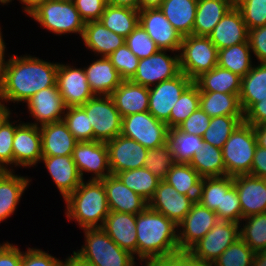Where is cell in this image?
Wrapping results in <instances>:
<instances>
[{"label":"cell","instance_id":"cell-1","mask_svg":"<svg viewBox=\"0 0 266 266\" xmlns=\"http://www.w3.org/2000/svg\"><path fill=\"white\" fill-rule=\"evenodd\" d=\"M58 66L31 55L10 56L0 75L1 100L26 103L40 90L56 86Z\"/></svg>","mask_w":266,"mask_h":266},{"label":"cell","instance_id":"cell-2","mask_svg":"<svg viewBox=\"0 0 266 266\" xmlns=\"http://www.w3.org/2000/svg\"><path fill=\"white\" fill-rule=\"evenodd\" d=\"M136 234L140 264L151 266L160 258L180 252L177 224L150 207L136 215Z\"/></svg>","mask_w":266,"mask_h":266},{"label":"cell","instance_id":"cell-3","mask_svg":"<svg viewBox=\"0 0 266 266\" xmlns=\"http://www.w3.org/2000/svg\"><path fill=\"white\" fill-rule=\"evenodd\" d=\"M64 201L66 217L75 220L81 229L101 228L110 212L101 180H82L79 187Z\"/></svg>","mask_w":266,"mask_h":266},{"label":"cell","instance_id":"cell-4","mask_svg":"<svg viewBox=\"0 0 266 266\" xmlns=\"http://www.w3.org/2000/svg\"><path fill=\"white\" fill-rule=\"evenodd\" d=\"M85 244L71 257L83 266H136L135 256L120 248L102 228H85Z\"/></svg>","mask_w":266,"mask_h":266},{"label":"cell","instance_id":"cell-5","mask_svg":"<svg viewBox=\"0 0 266 266\" xmlns=\"http://www.w3.org/2000/svg\"><path fill=\"white\" fill-rule=\"evenodd\" d=\"M256 147L254 127L243 121L222 148L226 176L250 174Z\"/></svg>","mask_w":266,"mask_h":266},{"label":"cell","instance_id":"cell-6","mask_svg":"<svg viewBox=\"0 0 266 266\" xmlns=\"http://www.w3.org/2000/svg\"><path fill=\"white\" fill-rule=\"evenodd\" d=\"M29 17L57 35L78 33L82 37L85 22L72 2L46 0Z\"/></svg>","mask_w":266,"mask_h":266},{"label":"cell","instance_id":"cell-7","mask_svg":"<svg viewBox=\"0 0 266 266\" xmlns=\"http://www.w3.org/2000/svg\"><path fill=\"white\" fill-rule=\"evenodd\" d=\"M218 49L208 36L189 35L179 50L180 70L192 81L217 66Z\"/></svg>","mask_w":266,"mask_h":266},{"label":"cell","instance_id":"cell-8","mask_svg":"<svg viewBox=\"0 0 266 266\" xmlns=\"http://www.w3.org/2000/svg\"><path fill=\"white\" fill-rule=\"evenodd\" d=\"M80 107L89 117L95 141L106 143L121 134L122 116L110 95H95Z\"/></svg>","mask_w":266,"mask_h":266},{"label":"cell","instance_id":"cell-9","mask_svg":"<svg viewBox=\"0 0 266 266\" xmlns=\"http://www.w3.org/2000/svg\"><path fill=\"white\" fill-rule=\"evenodd\" d=\"M168 126L148 111L122 117L121 135L133 139L147 149L168 142Z\"/></svg>","mask_w":266,"mask_h":266},{"label":"cell","instance_id":"cell-10","mask_svg":"<svg viewBox=\"0 0 266 266\" xmlns=\"http://www.w3.org/2000/svg\"><path fill=\"white\" fill-rule=\"evenodd\" d=\"M240 224L218 220L214 227L188 252L196 259L212 264L232 243L240 238Z\"/></svg>","mask_w":266,"mask_h":266},{"label":"cell","instance_id":"cell-11","mask_svg":"<svg viewBox=\"0 0 266 266\" xmlns=\"http://www.w3.org/2000/svg\"><path fill=\"white\" fill-rule=\"evenodd\" d=\"M168 50H158L153 55L140 59L132 82L150 88L181 73L179 53L169 56Z\"/></svg>","mask_w":266,"mask_h":266},{"label":"cell","instance_id":"cell-12","mask_svg":"<svg viewBox=\"0 0 266 266\" xmlns=\"http://www.w3.org/2000/svg\"><path fill=\"white\" fill-rule=\"evenodd\" d=\"M217 214L196 201L185 218L177 224L180 252H188L217 223Z\"/></svg>","mask_w":266,"mask_h":266},{"label":"cell","instance_id":"cell-13","mask_svg":"<svg viewBox=\"0 0 266 266\" xmlns=\"http://www.w3.org/2000/svg\"><path fill=\"white\" fill-rule=\"evenodd\" d=\"M72 159L82 180L84 172L93 173L89 180H103L111 175L108 149L105 142H77L72 152Z\"/></svg>","mask_w":266,"mask_h":266},{"label":"cell","instance_id":"cell-14","mask_svg":"<svg viewBox=\"0 0 266 266\" xmlns=\"http://www.w3.org/2000/svg\"><path fill=\"white\" fill-rule=\"evenodd\" d=\"M192 82L189 77L181 72L176 77L150 87L148 112L157 120L166 123L170 119L172 107Z\"/></svg>","mask_w":266,"mask_h":266},{"label":"cell","instance_id":"cell-15","mask_svg":"<svg viewBox=\"0 0 266 266\" xmlns=\"http://www.w3.org/2000/svg\"><path fill=\"white\" fill-rule=\"evenodd\" d=\"M139 25L145 29L160 50L179 53L183 37L160 8L139 10Z\"/></svg>","mask_w":266,"mask_h":266},{"label":"cell","instance_id":"cell-16","mask_svg":"<svg viewBox=\"0 0 266 266\" xmlns=\"http://www.w3.org/2000/svg\"><path fill=\"white\" fill-rule=\"evenodd\" d=\"M56 85L66 107L82 106L95 96L89 87L84 68L59 63Z\"/></svg>","mask_w":266,"mask_h":266},{"label":"cell","instance_id":"cell-17","mask_svg":"<svg viewBox=\"0 0 266 266\" xmlns=\"http://www.w3.org/2000/svg\"><path fill=\"white\" fill-rule=\"evenodd\" d=\"M106 145L109 167L113 175L126 170L144 167L148 149L135 140L120 134L106 142Z\"/></svg>","mask_w":266,"mask_h":266},{"label":"cell","instance_id":"cell-18","mask_svg":"<svg viewBox=\"0 0 266 266\" xmlns=\"http://www.w3.org/2000/svg\"><path fill=\"white\" fill-rule=\"evenodd\" d=\"M13 138L14 167L36 166L42 158L41 132L39 126L20 122Z\"/></svg>","mask_w":266,"mask_h":266},{"label":"cell","instance_id":"cell-19","mask_svg":"<svg viewBox=\"0 0 266 266\" xmlns=\"http://www.w3.org/2000/svg\"><path fill=\"white\" fill-rule=\"evenodd\" d=\"M26 103L31 116L36 120L28 124L39 127L62 121L67 108L57 85L40 90Z\"/></svg>","mask_w":266,"mask_h":266},{"label":"cell","instance_id":"cell-20","mask_svg":"<svg viewBox=\"0 0 266 266\" xmlns=\"http://www.w3.org/2000/svg\"><path fill=\"white\" fill-rule=\"evenodd\" d=\"M195 202L193 197L180 194L167 182L161 180L148 202V207L179 224Z\"/></svg>","mask_w":266,"mask_h":266},{"label":"cell","instance_id":"cell-21","mask_svg":"<svg viewBox=\"0 0 266 266\" xmlns=\"http://www.w3.org/2000/svg\"><path fill=\"white\" fill-rule=\"evenodd\" d=\"M110 211L139 214L148 207V201L128 188L117 175H109L103 180Z\"/></svg>","mask_w":266,"mask_h":266},{"label":"cell","instance_id":"cell-22","mask_svg":"<svg viewBox=\"0 0 266 266\" xmlns=\"http://www.w3.org/2000/svg\"><path fill=\"white\" fill-rule=\"evenodd\" d=\"M237 190L242 219L266 212V179L250 174L233 177Z\"/></svg>","mask_w":266,"mask_h":266},{"label":"cell","instance_id":"cell-23","mask_svg":"<svg viewBox=\"0 0 266 266\" xmlns=\"http://www.w3.org/2000/svg\"><path fill=\"white\" fill-rule=\"evenodd\" d=\"M218 50L248 41V29L240 10L233 6L208 35Z\"/></svg>","mask_w":266,"mask_h":266},{"label":"cell","instance_id":"cell-24","mask_svg":"<svg viewBox=\"0 0 266 266\" xmlns=\"http://www.w3.org/2000/svg\"><path fill=\"white\" fill-rule=\"evenodd\" d=\"M101 228L120 248L137 256L136 215L110 211Z\"/></svg>","mask_w":266,"mask_h":266},{"label":"cell","instance_id":"cell-25","mask_svg":"<svg viewBox=\"0 0 266 266\" xmlns=\"http://www.w3.org/2000/svg\"><path fill=\"white\" fill-rule=\"evenodd\" d=\"M45 167L56 184L63 199L73 193L82 182V179L76 168V164L72 159V155L68 156H42L40 162Z\"/></svg>","mask_w":266,"mask_h":266},{"label":"cell","instance_id":"cell-26","mask_svg":"<svg viewBox=\"0 0 266 266\" xmlns=\"http://www.w3.org/2000/svg\"><path fill=\"white\" fill-rule=\"evenodd\" d=\"M110 96L122 117L148 111L149 88L131 80H123Z\"/></svg>","mask_w":266,"mask_h":266},{"label":"cell","instance_id":"cell-27","mask_svg":"<svg viewBox=\"0 0 266 266\" xmlns=\"http://www.w3.org/2000/svg\"><path fill=\"white\" fill-rule=\"evenodd\" d=\"M41 132L42 156H68L77 144V140L62 121L44 124Z\"/></svg>","mask_w":266,"mask_h":266},{"label":"cell","instance_id":"cell-28","mask_svg":"<svg viewBox=\"0 0 266 266\" xmlns=\"http://www.w3.org/2000/svg\"><path fill=\"white\" fill-rule=\"evenodd\" d=\"M81 38L84 45L99 57H108L125 44L123 36L110 31L99 20L86 22Z\"/></svg>","mask_w":266,"mask_h":266},{"label":"cell","instance_id":"cell-29","mask_svg":"<svg viewBox=\"0 0 266 266\" xmlns=\"http://www.w3.org/2000/svg\"><path fill=\"white\" fill-rule=\"evenodd\" d=\"M84 68L87 81L94 95H111L123 78L107 57H101Z\"/></svg>","mask_w":266,"mask_h":266},{"label":"cell","instance_id":"cell-30","mask_svg":"<svg viewBox=\"0 0 266 266\" xmlns=\"http://www.w3.org/2000/svg\"><path fill=\"white\" fill-rule=\"evenodd\" d=\"M14 173V170L0 171V223L13 215L31 181L27 176Z\"/></svg>","mask_w":266,"mask_h":266},{"label":"cell","instance_id":"cell-31","mask_svg":"<svg viewBox=\"0 0 266 266\" xmlns=\"http://www.w3.org/2000/svg\"><path fill=\"white\" fill-rule=\"evenodd\" d=\"M232 7L228 0H198L192 35L208 36Z\"/></svg>","mask_w":266,"mask_h":266},{"label":"cell","instance_id":"cell-32","mask_svg":"<svg viewBox=\"0 0 266 266\" xmlns=\"http://www.w3.org/2000/svg\"><path fill=\"white\" fill-rule=\"evenodd\" d=\"M198 0H164L160 10L182 37L192 34Z\"/></svg>","mask_w":266,"mask_h":266},{"label":"cell","instance_id":"cell-33","mask_svg":"<svg viewBox=\"0 0 266 266\" xmlns=\"http://www.w3.org/2000/svg\"><path fill=\"white\" fill-rule=\"evenodd\" d=\"M241 80L238 74L220 66L201 74L193 82L198 86L199 92H222L228 94H239Z\"/></svg>","mask_w":266,"mask_h":266},{"label":"cell","instance_id":"cell-34","mask_svg":"<svg viewBox=\"0 0 266 266\" xmlns=\"http://www.w3.org/2000/svg\"><path fill=\"white\" fill-rule=\"evenodd\" d=\"M266 97V63H258L241 80L239 102L245 114L255 103Z\"/></svg>","mask_w":266,"mask_h":266},{"label":"cell","instance_id":"cell-35","mask_svg":"<svg viewBox=\"0 0 266 266\" xmlns=\"http://www.w3.org/2000/svg\"><path fill=\"white\" fill-rule=\"evenodd\" d=\"M199 107L211 118L217 116H244L239 94L200 92Z\"/></svg>","mask_w":266,"mask_h":266},{"label":"cell","instance_id":"cell-36","mask_svg":"<svg viewBox=\"0 0 266 266\" xmlns=\"http://www.w3.org/2000/svg\"><path fill=\"white\" fill-rule=\"evenodd\" d=\"M202 178L189 163H175L164 181L180 194L193 197L197 201Z\"/></svg>","mask_w":266,"mask_h":266},{"label":"cell","instance_id":"cell-37","mask_svg":"<svg viewBox=\"0 0 266 266\" xmlns=\"http://www.w3.org/2000/svg\"><path fill=\"white\" fill-rule=\"evenodd\" d=\"M99 21L110 31L126 38L139 24V10L107 4Z\"/></svg>","mask_w":266,"mask_h":266},{"label":"cell","instance_id":"cell-38","mask_svg":"<svg viewBox=\"0 0 266 266\" xmlns=\"http://www.w3.org/2000/svg\"><path fill=\"white\" fill-rule=\"evenodd\" d=\"M249 41L218 50L217 65L244 77L252 65Z\"/></svg>","mask_w":266,"mask_h":266},{"label":"cell","instance_id":"cell-39","mask_svg":"<svg viewBox=\"0 0 266 266\" xmlns=\"http://www.w3.org/2000/svg\"><path fill=\"white\" fill-rule=\"evenodd\" d=\"M189 164L204 177L226 176L222 149L204 142L201 151L195 154Z\"/></svg>","mask_w":266,"mask_h":266},{"label":"cell","instance_id":"cell-40","mask_svg":"<svg viewBox=\"0 0 266 266\" xmlns=\"http://www.w3.org/2000/svg\"><path fill=\"white\" fill-rule=\"evenodd\" d=\"M168 143L175 163H189L204 145L201 136L182 132L178 128L168 130Z\"/></svg>","mask_w":266,"mask_h":266},{"label":"cell","instance_id":"cell-41","mask_svg":"<svg viewBox=\"0 0 266 266\" xmlns=\"http://www.w3.org/2000/svg\"><path fill=\"white\" fill-rule=\"evenodd\" d=\"M233 181V177H204L202 178L197 201L217 214L221 220L223 190Z\"/></svg>","mask_w":266,"mask_h":266},{"label":"cell","instance_id":"cell-42","mask_svg":"<svg viewBox=\"0 0 266 266\" xmlns=\"http://www.w3.org/2000/svg\"><path fill=\"white\" fill-rule=\"evenodd\" d=\"M116 175L128 188L142 196L148 202L153 197L161 181L145 167L126 170Z\"/></svg>","mask_w":266,"mask_h":266},{"label":"cell","instance_id":"cell-43","mask_svg":"<svg viewBox=\"0 0 266 266\" xmlns=\"http://www.w3.org/2000/svg\"><path fill=\"white\" fill-rule=\"evenodd\" d=\"M244 121V116H217L210 119L202 139L216 148L222 149L233 131Z\"/></svg>","mask_w":266,"mask_h":266},{"label":"cell","instance_id":"cell-44","mask_svg":"<svg viewBox=\"0 0 266 266\" xmlns=\"http://www.w3.org/2000/svg\"><path fill=\"white\" fill-rule=\"evenodd\" d=\"M240 223V238L254 252L266 250V212L247 216Z\"/></svg>","mask_w":266,"mask_h":266},{"label":"cell","instance_id":"cell-45","mask_svg":"<svg viewBox=\"0 0 266 266\" xmlns=\"http://www.w3.org/2000/svg\"><path fill=\"white\" fill-rule=\"evenodd\" d=\"M200 92L198 86L192 82L181 94L172 107L170 119L166 122L169 129L177 128L194 111L199 108Z\"/></svg>","mask_w":266,"mask_h":266},{"label":"cell","instance_id":"cell-46","mask_svg":"<svg viewBox=\"0 0 266 266\" xmlns=\"http://www.w3.org/2000/svg\"><path fill=\"white\" fill-rule=\"evenodd\" d=\"M63 122L78 142L94 141L93 127L89 117L80 107H67Z\"/></svg>","mask_w":266,"mask_h":266},{"label":"cell","instance_id":"cell-47","mask_svg":"<svg viewBox=\"0 0 266 266\" xmlns=\"http://www.w3.org/2000/svg\"><path fill=\"white\" fill-rule=\"evenodd\" d=\"M174 164L173 153L167 142L162 146L148 149L144 167L160 180H164Z\"/></svg>","mask_w":266,"mask_h":266},{"label":"cell","instance_id":"cell-48","mask_svg":"<svg viewBox=\"0 0 266 266\" xmlns=\"http://www.w3.org/2000/svg\"><path fill=\"white\" fill-rule=\"evenodd\" d=\"M255 252L241 239L232 243L212 266H252Z\"/></svg>","mask_w":266,"mask_h":266},{"label":"cell","instance_id":"cell-49","mask_svg":"<svg viewBox=\"0 0 266 266\" xmlns=\"http://www.w3.org/2000/svg\"><path fill=\"white\" fill-rule=\"evenodd\" d=\"M125 44L139 59L147 58L160 50L141 25L125 38Z\"/></svg>","mask_w":266,"mask_h":266},{"label":"cell","instance_id":"cell-50","mask_svg":"<svg viewBox=\"0 0 266 266\" xmlns=\"http://www.w3.org/2000/svg\"><path fill=\"white\" fill-rule=\"evenodd\" d=\"M10 115L0 125V171L1 170H15L13 169V138L17 121H10ZM15 122V123H14ZM11 169H10V167ZM8 167V168H7Z\"/></svg>","mask_w":266,"mask_h":266},{"label":"cell","instance_id":"cell-51","mask_svg":"<svg viewBox=\"0 0 266 266\" xmlns=\"http://www.w3.org/2000/svg\"><path fill=\"white\" fill-rule=\"evenodd\" d=\"M123 80H130L137 71L139 58L135 56L126 44L120 46L107 57Z\"/></svg>","mask_w":266,"mask_h":266},{"label":"cell","instance_id":"cell-52","mask_svg":"<svg viewBox=\"0 0 266 266\" xmlns=\"http://www.w3.org/2000/svg\"><path fill=\"white\" fill-rule=\"evenodd\" d=\"M236 7L248 30L266 25V0H242Z\"/></svg>","mask_w":266,"mask_h":266},{"label":"cell","instance_id":"cell-53","mask_svg":"<svg viewBox=\"0 0 266 266\" xmlns=\"http://www.w3.org/2000/svg\"><path fill=\"white\" fill-rule=\"evenodd\" d=\"M221 220L232 221L239 224L242 220V209L233 181L223 190Z\"/></svg>","mask_w":266,"mask_h":266},{"label":"cell","instance_id":"cell-54","mask_svg":"<svg viewBox=\"0 0 266 266\" xmlns=\"http://www.w3.org/2000/svg\"><path fill=\"white\" fill-rule=\"evenodd\" d=\"M65 262L42 249L28 247L26 252H22L21 266H64Z\"/></svg>","mask_w":266,"mask_h":266},{"label":"cell","instance_id":"cell-55","mask_svg":"<svg viewBox=\"0 0 266 266\" xmlns=\"http://www.w3.org/2000/svg\"><path fill=\"white\" fill-rule=\"evenodd\" d=\"M211 117H209L200 107L194 111L177 128L182 132L203 136L209 126Z\"/></svg>","mask_w":266,"mask_h":266},{"label":"cell","instance_id":"cell-56","mask_svg":"<svg viewBox=\"0 0 266 266\" xmlns=\"http://www.w3.org/2000/svg\"><path fill=\"white\" fill-rule=\"evenodd\" d=\"M74 4L85 23L100 20L107 5L106 0H76Z\"/></svg>","mask_w":266,"mask_h":266},{"label":"cell","instance_id":"cell-57","mask_svg":"<svg viewBox=\"0 0 266 266\" xmlns=\"http://www.w3.org/2000/svg\"><path fill=\"white\" fill-rule=\"evenodd\" d=\"M251 51L259 63H266V25L248 30Z\"/></svg>","mask_w":266,"mask_h":266},{"label":"cell","instance_id":"cell-58","mask_svg":"<svg viewBox=\"0 0 266 266\" xmlns=\"http://www.w3.org/2000/svg\"><path fill=\"white\" fill-rule=\"evenodd\" d=\"M151 266H212V264L194 258L189 252H179L160 258Z\"/></svg>","mask_w":266,"mask_h":266},{"label":"cell","instance_id":"cell-59","mask_svg":"<svg viewBox=\"0 0 266 266\" xmlns=\"http://www.w3.org/2000/svg\"><path fill=\"white\" fill-rule=\"evenodd\" d=\"M18 246L4 242L0 244V266H21L22 251Z\"/></svg>","mask_w":266,"mask_h":266},{"label":"cell","instance_id":"cell-60","mask_svg":"<svg viewBox=\"0 0 266 266\" xmlns=\"http://www.w3.org/2000/svg\"><path fill=\"white\" fill-rule=\"evenodd\" d=\"M244 122L253 127L266 124V97L255 103L244 114Z\"/></svg>","mask_w":266,"mask_h":266},{"label":"cell","instance_id":"cell-61","mask_svg":"<svg viewBox=\"0 0 266 266\" xmlns=\"http://www.w3.org/2000/svg\"><path fill=\"white\" fill-rule=\"evenodd\" d=\"M250 175L266 179V149L257 145Z\"/></svg>","mask_w":266,"mask_h":266},{"label":"cell","instance_id":"cell-62","mask_svg":"<svg viewBox=\"0 0 266 266\" xmlns=\"http://www.w3.org/2000/svg\"><path fill=\"white\" fill-rule=\"evenodd\" d=\"M106 3L111 6L127 7L139 10V0H106Z\"/></svg>","mask_w":266,"mask_h":266},{"label":"cell","instance_id":"cell-63","mask_svg":"<svg viewBox=\"0 0 266 266\" xmlns=\"http://www.w3.org/2000/svg\"><path fill=\"white\" fill-rule=\"evenodd\" d=\"M257 145L266 149V124L254 126Z\"/></svg>","mask_w":266,"mask_h":266},{"label":"cell","instance_id":"cell-64","mask_svg":"<svg viewBox=\"0 0 266 266\" xmlns=\"http://www.w3.org/2000/svg\"><path fill=\"white\" fill-rule=\"evenodd\" d=\"M24 12L29 16L32 12H34L41 4H43L46 0H19Z\"/></svg>","mask_w":266,"mask_h":266},{"label":"cell","instance_id":"cell-65","mask_svg":"<svg viewBox=\"0 0 266 266\" xmlns=\"http://www.w3.org/2000/svg\"><path fill=\"white\" fill-rule=\"evenodd\" d=\"M164 0H139V10L160 8Z\"/></svg>","mask_w":266,"mask_h":266},{"label":"cell","instance_id":"cell-66","mask_svg":"<svg viewBox=\"0 0 266 266\" xmlns=\"http://www.w3.org/2000/svg\"><path fill=\"white\" fill-rule=\"evenodd\" d=\"M2 32H1V28H0V75L2 74L4 68L6 67L7 63H8V59L5 60L4 56L5 55V49H6V45L5 42L2 38Z\"/></svg>","mask_w":266,"mask_h":266},{"label":"cell","instance_id":"cell-67","mask_svg":"<svg viewBox=\"0 0 266 266\" xmlns=\"http://www.w3.org/2000/svg\"><path fill=\"white\" fill-rule=\"evenodd\" d=\"M252 266H266V250L255 252Z\"/></svg>","mask_w":266,"mask_h":266},{"label":"cell","instance_id":"cell-68","mask_svg":"<svg viewBox=\"0 0 266 266\" xmlns=\"http://www.w3.org/2000/svg\"><path fill=\"white\" fill-rule=\"evenodd\" d=\"M11 114L12 113H11L10 109L7 106H5V104L1 100L0 101V125Z\"/></svg>","mask_w":266,"mask_h":266},{"label":"cell","instance_id":"cell-69","mask_svg":"<svg viewBox=\"0 0 266 266\" xmlns=\"http://www.w3.org/2000/svg\"><path fill=\"white\" fill-rule=\"evenodd\" d=\"M64 266H83V265L77 262L76 260H74L71 256H68L66 258V262Z\"/></svg>","mask_w":266,"mask_h":266},{"label":"cell","instance_id":"cell-70","mask_svg":"<svg viewBox=\"0 0 266 266\" xmlns=\"http://www.w3.org/2000/svg\"><path fill=\"white\" fill-rule=\"evenodd\" d=\"M233 6H237L242 0H228Z\"/></svg>","mask_w":266,"mask_h":266},{"label":"cell","instance_id":"cell-71","mask_svg":"<svg viewBox=\"0 0 266 266\" xmlns=\"http://www.w3.org/2000/svg\"><path fill=\"white\" fill-rule=\"evenodd\" d=\"M12 0H0V3L1 4H8V3H10Z\"/></svg>","mask_w":266,"mask_h":266},{"label":"cell","instance_id":"cell-72","mask_svg":"<svg viewBox=\"0 0 266 266\" xmlns=\"http://www.w3.org/2000/svg\"><path fill=\"white\" fill-rule=\"evenodd\" d=\"M61 1L72 2V3H74L76 0H61Z\"/></svg>","mask_w":266,"mask_h":266}]
</instances>
